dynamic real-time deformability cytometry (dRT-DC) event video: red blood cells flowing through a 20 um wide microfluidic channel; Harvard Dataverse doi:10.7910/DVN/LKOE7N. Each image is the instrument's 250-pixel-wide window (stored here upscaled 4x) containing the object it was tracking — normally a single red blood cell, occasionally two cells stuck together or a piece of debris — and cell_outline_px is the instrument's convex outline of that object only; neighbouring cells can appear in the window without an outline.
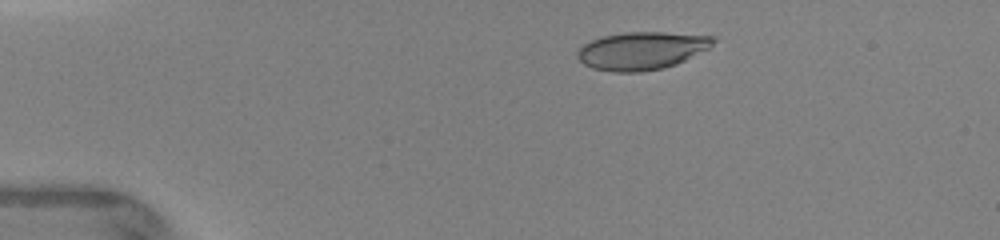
{"species": "human", "species_latin": "Homo sapiens", "temperature_condition": "warm", "stored_images_in_passage": 15, "camera_frame_rate_fps": 3000, "um_per_image_px": 0.085, "donor": {"sex": "female"}, "frame": {"image": 1, "passage_image": 5, "time_ms": 2.0, "image_size_px": [1000, 240], "cell_outline_px": [[716, 40], [708, 48], [676, 64], [664, 68], [640, 72], [612, 72], [592, 68], [584, 64], [576, 56], [576, 52], [584, 44], [592, 40], [604, 36], [628, 32], [664, 32], [716, 36]], "centroid_in_image_um": [54.54, 4.31], "position_along_channel_um": 30.5, "area_um2": 29.82}}